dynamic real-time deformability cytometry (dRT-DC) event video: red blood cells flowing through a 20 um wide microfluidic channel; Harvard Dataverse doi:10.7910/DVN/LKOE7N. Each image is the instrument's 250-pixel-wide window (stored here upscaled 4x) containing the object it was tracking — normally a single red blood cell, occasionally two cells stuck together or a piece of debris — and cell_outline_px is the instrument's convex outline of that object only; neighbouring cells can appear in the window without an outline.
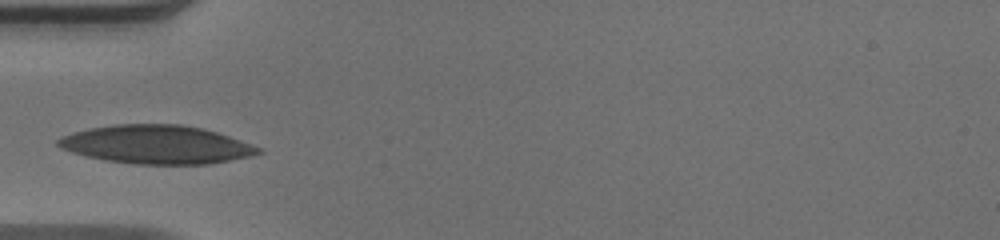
{"species": "human", "species_latin": "Homo sapiens", "temperature_condition": "warm", "stored_images_in_passage": 26, "camera_frame_rate_fps": 3000, "um_per_image_px": 0.085, "donor": {"sex": "male"}, "frame": {"image": 1, "passage_image": 1, "time_ms": 0.0, "image_size_px": [1000, 240], "cell_outline_px": [[264, 152], [252, 156], [208, 164], [136, 164], [104, 160], [72, 152], [60, 148], [56, 144], [56, 140], [60, 136], [72, 132], [92, 128], [116, 124], [180, 124], [204, 128], [252, 144], [260, 148]], "centroid_in_image_um": [13.3, 12.28], "position_along_channel_um": 71.7, "area_um2": 44.91}}
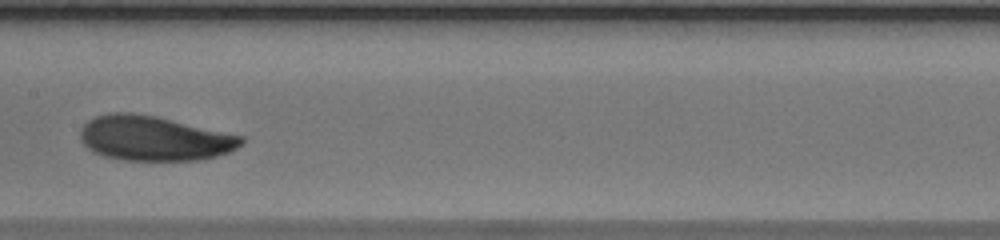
{"frame": {"image": 2, "passage_image": 10, "time_ms": 3.0, "image_size_px": [1000, 240], "cell_outline_px": [[244, 140], [236, 148], [228, 152], [216, 156], [200, 160], [124, 160], [104, 156], [92, 152], [80, 140], [80, 128], [88, 120], [96, 116], [112, 112], [132, 112], [156, 116], [244, 136]], "centroid_in_image_um": [13.07, 11.75], "position_along_channel_um": 194.3, "area_um2": 42.08}}
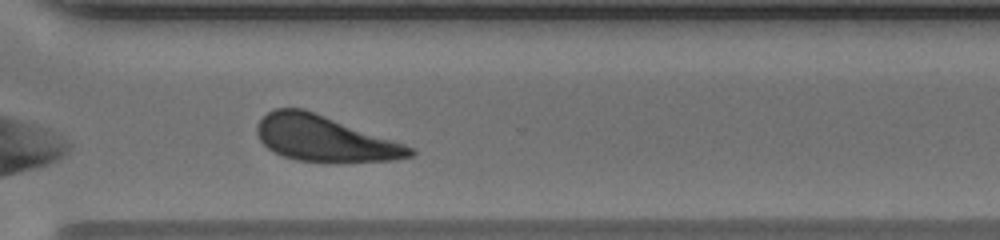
{"frame": {"image": 3, "passage_image": 21, "time_ms": 6.667, "image_size_px": [1000, 240], "cell_outline_px": [[416, 152], [412, 156], [396, 160], [296, 160], [284, 156], [268, 148], [260, 140], [256, 132], [256, 128], [260, 120], [268, 112], [276, 108], [304, 108], [404, 144], [412, 148]], "centroid_in_image_um": [27.55, 11.74], "position_along_channel_um": 343.1, "area_um2": 39.54}, "authors_computed_cell_mechanics": {"area_um2": 41.5582, "velocity_mm_per_s": 4.0666, "shape_relaxation_time_tau1_ms": 2.6803, "shape_relaxation_time_tau2_ms": null, "deformation_change_tau1": 0.1328, "deformation_change_tau2": null}}